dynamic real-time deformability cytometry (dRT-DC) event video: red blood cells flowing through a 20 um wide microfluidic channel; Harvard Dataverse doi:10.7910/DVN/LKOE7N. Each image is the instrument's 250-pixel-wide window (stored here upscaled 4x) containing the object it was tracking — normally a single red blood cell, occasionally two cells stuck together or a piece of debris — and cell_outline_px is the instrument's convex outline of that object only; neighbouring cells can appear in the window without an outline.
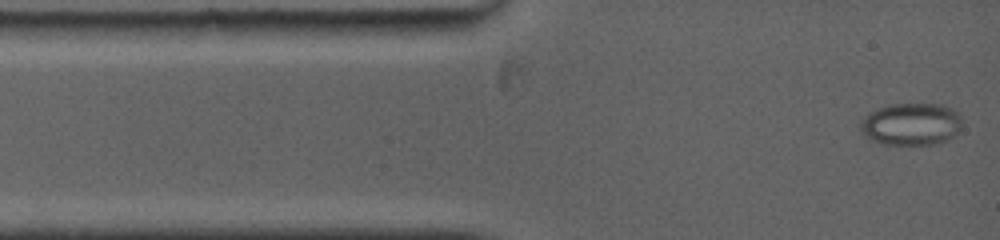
{"species": "common noctule bat (a hibernating species)", "species_latin": "Nyctalus noctula", "temperature_condition": "warm", "stored_images_in_passage": 80, "camera_frame_rate_fps": 5000, "um_per_image_px": 0.085, "animal": {"sex": "female", "body_mass_g": 19.0, "forearm_length_mm": 53.3}, "frame": {"image": 1, "passage_image": 1, "time_ms": 0.0, "image_size_px": [1000, 240], "cell_outline_px": [[960, 128], [948, 140], [936, 144], [884, 144], [872, 140], [860, 132], [860, 120], [872, 112], [880, 108], [892, 104], [944, 104], [960, 112]], "centroid_in_image_um": [77.47, 10.55], "position_along_channel_um": 7.5, "area_um2": 24.97}}
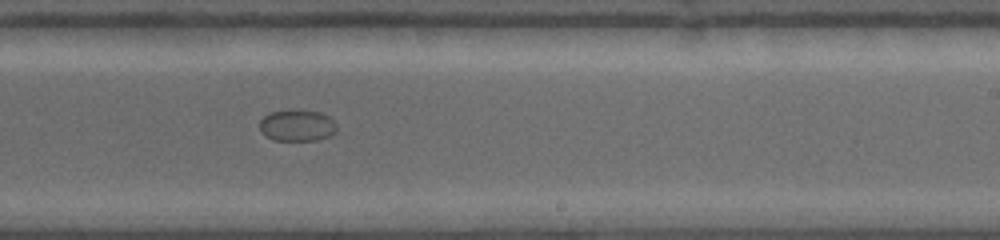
{"frame": {"image": 2, "passage_image": 34, "time_ms": 8.6, "image_size_px": [1000, 240], "cell_outline_px": [[336, 132], [328, 136], [316, 140], [272, 140], [264, 136], [260, 132], [260, 120], [268, 112], [320, 112], [328, 116], [336, 124]], "centroid_in_image_um": [25.22, 10.71], "position_along_channel_um": 263.8, "area_um2": 13.76}}
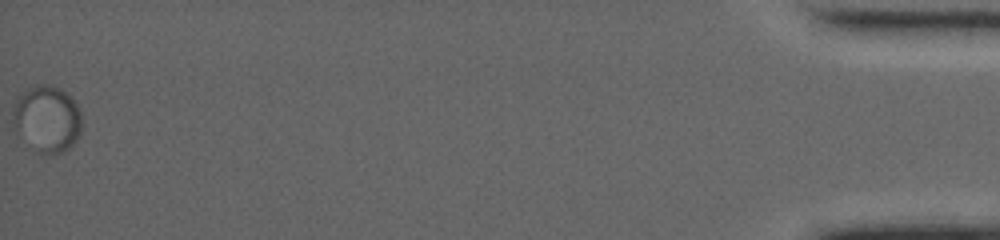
{"frame": {"image": 3, "passage_image": 80, "time_ms": 18.2, "image_size_px": [1000, 240], "cell_outline_px": [[80, 136], [64, 152], [52, 156], [40, 156], [12, 128], [12, 104], [20, 92], [24, 88], [36, 84], [52, 84], [60, 88], [72, 96], [80, 108]], "centroid_in_image_um": [3.95, 10.1], "position_along_channel_um": 431.2, "area_um2": 27.98}}